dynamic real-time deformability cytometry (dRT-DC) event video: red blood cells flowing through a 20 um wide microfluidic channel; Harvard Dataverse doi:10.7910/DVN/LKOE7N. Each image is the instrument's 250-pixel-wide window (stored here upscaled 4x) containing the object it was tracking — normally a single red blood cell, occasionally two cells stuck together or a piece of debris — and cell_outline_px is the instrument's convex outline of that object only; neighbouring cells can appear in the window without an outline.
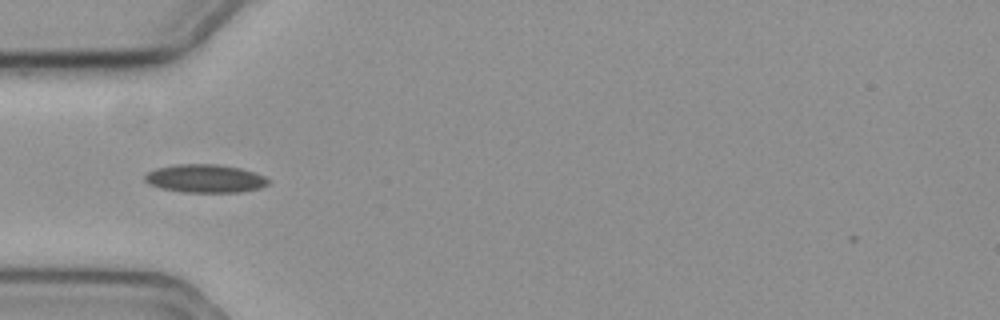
{"species": "common noctule bat (a hibernating species)", "species_latin": "Nyctalus noctula", "temperature_condition": "cold", "stored_images_in_passage": 30, "camera_frame_rate_fps": 3000, "um_per_image_px": 0.085, "animal": {"sex": "female", "body_mass_g": 19.3, "forearm_length_mm": 54.1}, "frame": {"image": 1, "passage_image": 1, "time_ms": 0.0, "image_size_px": [1000, 320], "cell_outline_px": [[268, 184], [260, 188], [240, 192], [184, 192], [160, 188], [148, 184], [144, 180], [144, 176], [148, 172], [156, 168], [176, 164], [220, 164], [240, 168], [256, 172], [264, 176], [268, 180]], "centroid_in_image_um": [17.42, 15.17], "position_along_channel_um": 67.6, "area_um2": 20.4}}
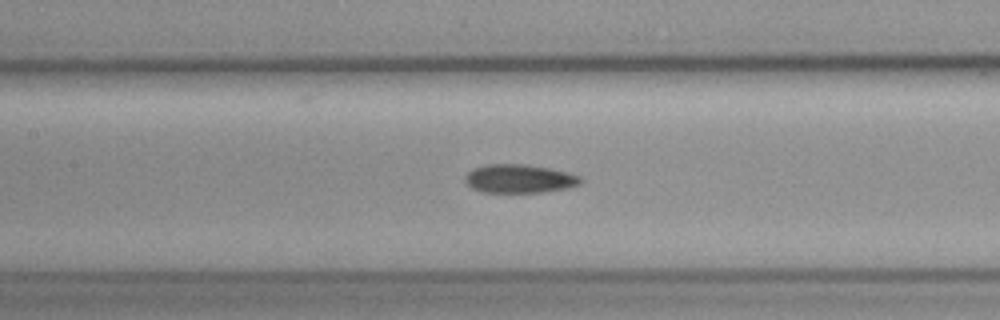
{"frame": {"image": 2, "passage_image": 9, "time_ms": 2.667, "image_size_px": [1000, 320], "cell_outline_px": [[584, 180], [580, 184], [568, 188], [544, 192], [484, 192], [472, 188], [464, 180], [464, 176], [472, 168], [488, 164], [524, 164], [548, 168], [568, 172], [580, 176]], "centroid_in_image_um": [44.16, 15.18], "position_along_channel_um": 163.2, "area_um2": 19.31}}
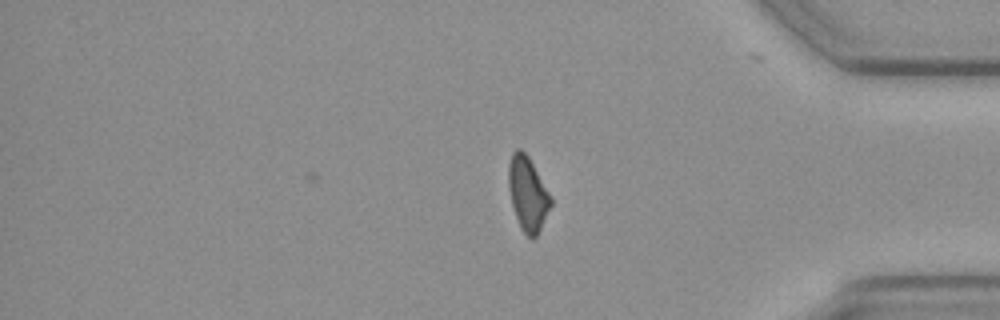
{"frame": {"image": 3, "passage_image": 30, "time_ms": 9.667, "image_size_px": [1000, 320], "cell_outline_px": [[552, 204], [536, 236], [532, 240], [520, 228], [512, 204], [508, 188], [508, 164], [512, 152], [516, 148], [520, 148], [528, 156], [548, 192], [552, 200]], "centroid_in_image_um": [44.83, 16.45], "position_along_channel_um": 390.4, "area_um2": 17.98}, "authors_computed_cell_mechanics": {"area_um2": 19.1896, "velocity_mm_per_s": 3.5937, "shape_relaxation_time_tau1_ms": 6.2823, "shape_relaxation_time_tau2_ms": null, "deformation_change_tau1": 0.1083, "deformation_change_tau2": null}}